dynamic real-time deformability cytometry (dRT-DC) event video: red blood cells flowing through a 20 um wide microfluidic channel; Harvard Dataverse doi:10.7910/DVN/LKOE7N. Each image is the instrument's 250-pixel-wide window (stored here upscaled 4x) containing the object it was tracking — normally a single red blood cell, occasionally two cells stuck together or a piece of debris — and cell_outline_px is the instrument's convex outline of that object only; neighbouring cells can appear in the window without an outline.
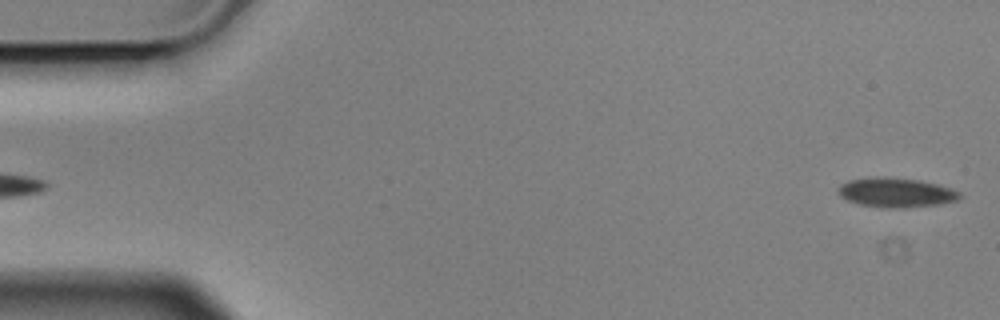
{"species": "Egyptian fruit bat (a non-hibernating species)", "species_latin": "Rousettus aegyptiacus", "temperature_condition": "cold", "stored_images_in_passage": 6, "camera_frame_rate_fps": 3000, "um_per_image_px": 0.085, "animal": {"sex": "male"}, "frame": {"image": 1, "passage_image": 6, "time_ms": 1.667, "image_size_px": [1000, 320], "cell_outline_px": [[964, 196], [960, 200], [940, 204], [904, 208], [884, 208], [860, 204], [848, 200], [840, 196], [836, 188], [840, 184], [848, 180], [884, 176], [916, 180], [936, 184], [952, 188], [960, 192]], "centroid_in_image_um": [76.19, 16.37], "position_along_channel_um": 8.8, "area_um2": 21.04}}